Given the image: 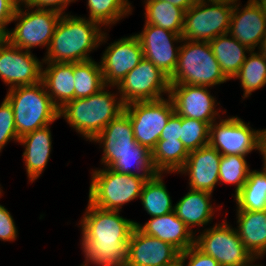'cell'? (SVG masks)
Masks as SVG:
<instances>
[{
  "mask_svg": "<svg viewBox=\"0 0 266 266\" xmlns=\"http://www.w3.org/2000/svg\"><path fill=\"white\" fill-rule=\"evenodd\" d=\"M83 214L78 223L85 258L83 263L89 266H125L134 220L120 216V211L100 209L89 201Z\"/></svg>",
  "mask_w": 266,
  "mask_h": 266,
  "instance_id": "6da1fadb",
  "label": "cell"
},
{
  "mask_svg": "<svg viewBox=\"0 0 266 266\" xmlns=\"http://www.w3.org/2000/svg\"><path fill=\"white\" fill-rule=\"evenodd\" d=\"M101 27L86 17L63 14L43 62L76 63L91 60L90 52L108 41V34Z\"/></svg>",
  "mask_w": 266,
  "mask_h": 266,
  "instance_id": "7a4b0ae2",
  "label": "cell"
},
{
  "mask_svg": "<svg viewBox=\"0 0 266 266\" xmlns=\"http://www.w3.org/2000/svg\"><path fill=\"white\" fill-rule=\"evenodd\" d=\"M85 98H77L59 109V118L63 119L87 141L92 142L101 131L124 111V103L119 92L106 90Z\"/></svg>",
  "mask_w": 266,
  "mask_h": 266,
  "instance_id": "3957f363",
  "label": "cell"
},
{
  "mask_svg": "<svg viewBox=\"0 0 266 266\" xmlns=\"http://www.w3.org/2000/svg\"><path fill=\"white\" fill-rule=\"evenodd\" d=\"M18 137L43 128L59 119V109L52 102L44 83L8 89Z\"/></svg>",
  "mask_w": 266,
  "mask_h": 266,
  "instance_id": "277c9868",
  "label": "cell"
},
{
  "mask_svg": "<svg viewBox=\"0 0 266 266\" xmlns=\"http://www.w3.org/2000/svg\"><path fill=\"white\" fill-rule=\"evenodd\" d=\"M170 85L211 87L230 81L222 72L209 42L182 40Z\"/></svg>",
  "mask_w": 266,
  "mask_h": 266,
  "instance_id": "5b68a950",
  "label": "cell"
},
{
  "mask_svg": "<svg viewBox=\"0 0 266 266\" xmlns=\"http://www.w3.org/2000/svg\"><path fill=\"white\" fill-rule=\"evenodd\" d=\"M89 202L104 210L121 211L122 206L140 198L146 179L103 167L92 169Z\"/></svg>",
  "mask_w": 266,
  "mask_h": 266,
  "instance_id": "8992f818",
  "label": "cell"
},
{
  "mask_svg": "<svg viewBox=\"0 0 266 266\" xmlns=\"http://www.w3.org/2000/svg\"><path fill=\"white\" fill-rule=\"evenodd\" d=\"M234 0H199L184 12L182 39L210 42L229 31Z\"/></svg>",
  "mask_w": 266,
  "mask_h": 266,
  "instance_id": "52a82bcc",
  "label": "cell"
},
{
  "mask_svg": "<svg viewBox=\"0 0 266 266\" xmlns=\"http://www.w3.org/2000/svg\"><path fill=\"white\" fill-rule=\"evenodd\" d=\"M61 16V13L53 10H34L32 7L19 4L11 21H17L16 26L13 30L9 29L4 38L24 50L31 51L34 47H46L48 50Z\"/></svg>",
  "mask_w": 266,
  "mask_h": 266,
  "instance_id": "ba28073f",
  "label": "cell"
},
{
  "mask_svg": "<svg viewBox=\"0 0 266 266\" xmlns=\"http://www.w3.org/2000/svg\"><path fill=\"white\" fill-rule=\"evenodd\" d=\"M194 245L210 255L220 266H247L255 259L247 251L238 232L227 220H222L195 235Z\"/></svg>",
  "mask_w": 266,
  "mask_h": 266,
  "instance_id": "9c48e42d",
  "label": "cell"
},
{
  "mask_svg": "<svg viewBox=\"0 0 266 266\" xmlns=\"http://www.w3.org/2000/svg\"><path fill=\"white\" fill-rule=\"evenodd\" d=\"M124 112L129 116L134 139L152 151L169 118L175 113L171 98L133 102L125 105Z\"/></svg>",
  "mask_w": 266,
  "mask_h": 266,
  "instance_id": "30bf717a",
  "label": "cell"
},
{
  "mask_svg": "<svg viewBox=\"0 0 266 266\" xmlns=\"http://www.w3.org/2000/svg\"><path fill=\"white\" fill-rule=\"evenodd\" d=\"M250 122L229 116L210 124L208 145L221 155H243L247 157L254 149L260 153L261 129H253Z\"/></svg>",
  "mask_w": 266,
  "mask_h": 266,
  "instance_id": "8fae6325",
  "label": "cell"
},
{
  "mask_svg": "<svg viewBox=\"0 0 266 266\" xmlns=\"http://www.w3.org/2000/svg\"><path fill=\"white\" fill-rule=\"evenodd\" d=\"M124 105L133 102L151 101L169 96L170 81L150 60L140 63L116 86Z\"/></svg>",
  "mask_w": 266,
  "mask_h": 266,
  "instance_id": "7c38bea8",
  "label": "cell"
},
{
  "mask_svg": "<svg viewBox=\"0 0 266 266\" xmlns=\"http://www.w3.org/2000/svg\"><path fill=\"white\" fill-rule=\"evenodd\" d=\"M42 66L43 60L31 51L12 45L4 37L0 39V79L8 89L41 82Z\"/></svg>",
  "mask_w": 266,
  "mask_h": 266,
  "instance_id": "4fadbf2b",
  "label": "cell"
},
{
  "mask_svg": "<svg viewBox=\"0 0 266 266\" xmlns=\"http://www.w3.org/2000/svg\"><path fill=\"white\" fill-rule=\"evenodd\" d=\"M209 87L195 86L188 84L170 85L169 97L174 106V111L180 117L194 118L209 125L220 119L226 110L216 109L217 103L215 96L211 95ZM222 111V112H221ZM218 116V117H217Z\"/></svg>",
  "mask_w": 266,
  "mask_h": 266,
  "instance_id": "5bb4252c",
  "label": "cell"
},
{
  "mask_svg": "<svg viewBox=\"0 0 266 266\" xmlns=\"http://www.w3.org/2000/svg\"><path fill=\"white\" fill-rule=\"evenodd\" d=\"M135 35L140 41L144 58L170 77L177 65L182 36L152 24H145L141 33ZM174 43L180 45L177 47Z\"/></svg>",
  "mask_w": 266,
  "mask_h": 266,
  "instance_id": "9a60e30c",
  "label": "cell"
},
{
  "mask_svg": "<svg viewBox=\"0 0 266 266\" xmlns=\"http://www.w3.org/2000/svg\"><path fill=\"white\" fill-rule=\"evenodd\" d=\"M99 62L104 84L115 88L144 58L138 37H122L106 46Z\"/></svg>",
  "mask_w": 266,
  "mask_h": 266,
  "instance_id": "2e32d148",
  "label": "cell"
},
{
  "mask_svg": "<svg viewBox=\"0 0 266 266\" xmlns=\"http://www.w3.org/2000/svg\"><path fill=\"white\" fill-rule=\"evenodd\" d=\"M103 149L101 164L110 168L122 155L127 153H151L134 139L129 116L123 111L113 119L92 141Z\"/></svg>",
  "mask_w": 266,
  "mask_h": 266,
  "instance_id": "e0dca14e",
  "label": "cell"
},
{
  "mask_svg": "<svg viewBox=\"0 0 266 266\" xmlns=\"http://www.w3.org/2000/svg\"><path fill=\"white\" fill-rule=\"evenodd\" d=\"M180 252L172 245L134 227L125 266H177Z\"/></svg>",
  "mask_w": 266,
  "mask_h": 266,
  "instance_id": "ac0fdd59",
  "label": "cell"
},
{
  "mask_svg": "<svg viewBox=\"0 0 266 266\" xmlns=\"http://www.w3.org/2000/svg\"><path fill=\"white\" fill-rule=\"evenodd\" d=\"M238 1L234 0L228 33L250 50L259 49L266 37V12L252 0L239 8L241 4Z\"/></svg>",
  "mask_w": 266,
  "mask_h": 266,
  "instance_id": "d6986e66",
  "label": "cell"
},
{
  "mask_svg": "<svg viewBox=\"0 0 266 266\" xmlns=\"http://www.w3.org/2000/svg\"><path fill=\"white\" fill-rule=\"evenodd\" d=\"M221 156L209 145L190 151L183 168L178 173L188 175L191 190L213 193L215 187L219 185Z\"/></svg>",
  "mask_w": 266,
  "mask_h": 266,
  "instance_id": "ffe728a7",
  "label": "cell"
},
{
  "mask_svg": "<svg viewBox=\"0 0 266 266\" xmlns=\"http://www.w3.org/2000/svg\"><path fill=\"white\" fill-rule=\"evenodd\" d=\"M134 223L145 234L174 246L180 253L194 245L195 234L176 216L174 211L151 217L144 225L136 221Z\"/></svg>",
  "mask_w": 266,
  "mask_h": 266,
  "instance_id": "44dd1931",
  "label": "cell"
},
{
  "mask_svg": "<svg viewBox=\"0 0 266 266\" xmlns=\"http://www.w3.org/2000/svg\"><path fill=\"white\" fill-rule=\"evenodd\" d=\"M50 125L27 133L19 138L23 145L22 155L29 182L37 180L46 168L52 149Z\"/></svg>",
  "mask_w": 266,
  "mask_h": 266,
  "instance_id": "7402d4cb",
  "label": "cell"
},
{
  "mask_svg": "<svg viewBox=\"0 0 266 266\" xmlns=\"http://www.w3.org/2000/svg\"><path fill=\"white\" fill-rule=\"evenodd\" d=\"M42 82L54 105L60 109L75 99L74 63L43 62Z\"/></svg>",
  "mask_w": 266,
  "mask_h": 266,
  "instance_id": "603a6c76",
  "label": "cell"
},
{
  "mask_svg": "<svg viewBox=\"0 0 266 266\" xmlns=\"http://www.w3.org/2000/svg\"><path fill=\"white\" fill-rule=\"evenodd\" d=\"M210 198H212L210 192L189 189L174 206L176 216L196 235V230L193 231L195 226L203 228L211 224L214 212L218 210L213 208Z\"/></svg>",
  "mask_w": 266,
  "mask_h": 266,
  "instance_id": "cb8c5ba5",
  "label": "cell"
},
{
  "mask_svg": "<svg viewBox=\"0 0 266 266\" xmlns=\"http://www.w3.org/2000/svg\"><path fill=\"white\" fill-rule=\"evenodd\" d=\"M239 238L254 259L266 255V210H236Z\"/></svg>",
  "mask_w": 266,
  "mask_h": 266,
  "instance_id": "d4e9b609",
  "label": "cell"
},
{
  "mask_svg": "<svg viewBox=\"0 0 266 266\" xmlns=\"http://www.w3.org/2000/svg\"><path fill=\"white\" fill-rule=\"evenodd\" d=\"M209 43L222 72L232 80L251 50L246 45L240 44L229 33L219 35Z\"/></svg>",
  "mask_w": 266,
  "mask_h": 266,
  "instance_id": "484cf974",
  "label": "cell"
},
{
  "mask_svg": "<svg viewBox=\"0 0 266 266\" xmlns=\"http://www.w3.org/2000/svg\"><path fill=\"white\" fill-rule=\"evenodd\" d=\"M157 173H177L183 168L189 151L180 140H158L151 151Z\"/></svg>",
  "mask_w": 266,
  "mask_h": 266,
  "instance_id": "4316f807",
  "label": "cell"
},
{
  "mask_svg": "<svg viewBox=\"0 0 266 266\" xmlns=\"http://www.w3.org/2000/svg\"><path fill=\"white\" fill-rule=\"evenodd\" d=\"M236 210H266V170H251L242 189L234 196Z\"/></svg>",
  "mask_w": 266,
  "mask_h": 266,
  "instance_id": "83f0119b",
  "label": "cell"
},
{
  "mask_svg": "<svg viewBox=\"0 0 266 266\" xmlns=\"http://www.w3.org/2000/svg\"><path fill=\"white\" fill-rule=\"evenodd\" d=\"M145 24H152L182 35L184 11L167 1L144 0Z\"/></svg>",
  "mask_w": 266,
  "mask_h": 266,
  "instance_id": "f1b7e54d",
  "label": "cell"
},
{
  "mask_svg": "<svg viewBox=\"0 0 266 266\" xmlns=\"http://www.w3.org/2000/svg\"><path fill=\"white\" fill-rule=\"evenodd\" d=\"M163 176V173H158L151 180H147L140 195L141 204L150 217H158L174 211L175 205H172Z\"/></svg>",
  "mask_w": 266,
  "mask_h": 266,
  "instance_id": "f546056e",
  "label": "cell"
},
{
  "mask_svg": "<svg viewBox=\"0 0 266 266\" xmlns=\"http://www.w3.org/2000/svg\"><path fill=\"white\" fill-rule=\"evenodd\" d=\"M238 79L244 91L243 100L266 85V60L259 51L251 50L248 53L245 62L232 80Z\"/></svg>",
  "mask_w": 266,
  "mask_h": 266,
  "instance_id": "4dcf8cb0",
  "label": "cell"
},
{
  "mask_svg": "<svg viewBox=\"0 0 266 266\" xmlns=\"http://www.w3.org/2000/svg\"><path fill=\"white\" fill-rule=\"evenodd\" d=\"M129 0H87L88 19L97 22L105 29L132 14ZM107 26V27H106Z\"/></svg>",
  "mask_w": 266,
  "mask_h": 266,
  "instance_id": "1f68e13d",
  "label": "cell"
},
{
  "mask_svg": "<svg viewBox=\"0 0 266 266\" xmlns=\"http://www.w3.org/2000/svg\"><path fill=\"white\" fill-rule=\"evenodd\" d=\"M75 99L98 93L106 85L99 62L94 59L74 63Z\"/></svg>",
  "mask_w": 266,
  "mask_h": 266,
  "instance_id": "d6a6232c",
  "label": "cell"
},
{
  "mask_svg": "<svg viewBox=\"0 0 266 266\" xmlns=\"http://www.w3.org/2000/svg\"><path fill=\"white\" fill-rule=\"evenodd\" d=\"M245 159L246 157L243 155L221 156L219 185H221V183L235 185V194H232L233 197L242 189L251 171Z\"/></svg>",
  "mask_w": 266,
  "mask_h": 266,
  "instance_id": "836d02e7",
  "label": "cell"
},
{
  "mask_svg": "<svg viewBox=\"0 0 266 266\" xmlns=\"http://www.w3.org/2000/svg\"><path fill=\"white\" fill-rule=\"evenodd\" d=\"M110 168L113 171L137 175L146 180H151L156 174H158L152 163V153L124 154ZM133 168L135 170H132Z\"/></svg>",
  "mask_w": 266,
  "mask_h": 266,
  "instance_id": "e575fe53",
  "label": "cell"
},
{
  "mask_svg": "<svg viewBox=\"0 0 266 266\" xmlns=\"http://www.w3.org/2000/svg\"><path fill=\"white\" fill-rule=\"evenodd\" d=\"M209 128L210 125L207 122L182 117L180 141L189 152L207 146L209 143Z\"/></svg>",
  "mask_w": 266,
  "mask_h": 266,
  "instance_id": "d590c367",
  "label": "cell"
},
{
  "mask_svg": "<svg viewBox=\"0 0 266 266\" xmlns=\"http://www.w3.org/2000/svg\"><path fill=\"white\" fill-rule=\"evenodd\" d=\"M11 140L18 143L19 137L16 131L12 106L4 98L0 105V153Z\"/></svg>",
  "mask_w": 266,
  "mask_h": 266,
  "instance_id": "8d00e7d4",
  "label": "cell"
},
{
  "mask_svg": "<svg viewBox=\"0 0 266 266\" xmlns=\"http://www.w3.org/2000/svg\"><path fill=\"white\" fill-rule=\"evenodd\" d=\"M177 266H220V265L218 261H216L213 257L203 253L195 245H193L189 247L186 251L180 253Z\"/></svg>",
  "mask_w": 266,
  "mask_h": 266,
  "instance_id": "74e56055",
  "label": "cell"
},
{
  "mask_svg": "<svg viewBox=\"0 0 266 266\" xmlns=\"http://www.w3.org/2000/svg\"><path fill=\"white\" fill-rule=\"evenodd\" d=\"M15 221L5 206L0 204V241L13 242L18 237Z\"/></svg>",
  "mask_w": 266,
  "mask_h": 266,
  "instance_id": "f35d334b",
  "label": "cell"
},
{
  "mask_svg": "<svg viewBox=\"0 0 266 266\" xmlns=\"http://www.w3.org/2000/svg\"><path fill=\"white\" fill-rule=\"evenodd\" d=\"M77 0H19V4L27 5L32 8L53 10L63 14H68L65 9L71 2Z\"/></svg>",
  "mask_w": 266,
  "mask_h": 266,
  "instance_id": "ab89813d",
  "label": "cell"
},
{
  "mask_svg": "<svg viewBox=\"0 0 266 266\" xmlns=\"http://www.w3.org/2000/svg\"><path fill=\"white\" fill-rule=\"evenodd\" d=\"M19 0H0V36L5 37L8 33V24L11 23Z\"/></svg>",
  "mask_w": 266,
  "mask_h": 266,
  "instance_id": "60d3db41",
  "label": "cell"
},
{
  "mask_svg": "<svg viewBox=\"0 0 266 266\" xmlns=\"http://www.w3.org/2000/svg\"><path fill=\"white\" fill-rule=\"evenodd\" d=\"M181 125L182 117L174 113L162 130L159 140H180Z\"/></svg>",
  "mask_w": 266,
  "mask_h": 266,
  "instance_id": "b9f144b4",
  "label": "cell"
},
{
  "mask_svg": "<svg viewBox=\"0 0 266 266\" xmlns=\"http://www.w3.org/2000/svg\"><path fill=\"white\" fill-rule=\"evenodd\" d=\"M161 1H167L173 4L174 6L181 8L185 12L188 9H190L199 0H161Z\"/></svg>",
  "mask_w": 266,
  "mask_h": 266,
  "instance_id": "7bdbcfd3",
  "label": "cell"
},
{
  "mask_svg": "<svg viewBox=\"0 0 266 266\" xmlns=\"http://www.w3.org/2000/svg\"><path fill=\"white\" fill-rule=\"evenodd\" d=\"M260 154L263 157V168L266 170V128L261 131Z\"/></svg>",
  "mask_w": 266,
  "mask_h": 266,
  "instance_id": "ee69618b",
  "label": "cell"
},
{
  "mask_svg": "<svg viewBox=\"0 0 266 266\" xmlns=\"http://www.w3.org/2000/svg\"><path fill=\"white\" fill-rule=\"evenodd\" d=\"M259 52L266 60V37L262 40L261 45L259 47Z\"/></svg>",
  "mask_w": 266,
  "mask_h": 266,
  "instance_id": "f6af8a7d",
  "label": "cell"
},
{
  "mask_svg": "<svg viewBox=\"0 0 266 266\" xmlns=\"http://www.w3.org/2000/svg\"><path fill=\"white\" fill-rule=\"evenodd\" d=\"M256 4H259L266 12V0H252Z\"/></svg>",
  "mask_w": 266,
  "mask_h": 266,
  "instance_id": "bcb514c9",
  "label": "cell"
},
{
  "mask_svg": "<svg viewBox=\"0 0 266 266\" xmlns=\"http://www.w3.org/2000/svg\"><path fill=\"white\" fill-rule=\"evenodd\" d=\"M257 261V259H255L253 262H251L249 265H247V266H264L263 264H255L254 265V262H256Z\"/></svg>",
  "mask_w": 266,
  "mask_h": 266,
  "instance_id": "7dc6e473",
  "label": "cell"
},
{
  "mask_svg": "<svg viewBox=\"0 0 266 266\" xmlns=\"http://www.w3.org/2000/svg\"><path fill=\"white\" fill-rule=\"evenodd\" d=\"M3 190L1 189V185H0V197L2 196V192Z\"/></svg>",
  "mask_w": 266,
  "mask_h": 266,
  "instance_id": "c3c4849f",
  "label": "cell"
},
{
  "mask_svg": "<svg viewBox=\"0 0 266 266\" xmlns=\"http://www.w3.org/2000/svg\"><path fill=\"white\" fill-rule=\"evenodd\" d=\"M80 266H89V265L83 263V264H81Z\"/></svg>",
  "mask_w": 266,
  "mask_h": 266,
  "instance_id": "681fc988",
  "label": "cell"
}]
</instances>
